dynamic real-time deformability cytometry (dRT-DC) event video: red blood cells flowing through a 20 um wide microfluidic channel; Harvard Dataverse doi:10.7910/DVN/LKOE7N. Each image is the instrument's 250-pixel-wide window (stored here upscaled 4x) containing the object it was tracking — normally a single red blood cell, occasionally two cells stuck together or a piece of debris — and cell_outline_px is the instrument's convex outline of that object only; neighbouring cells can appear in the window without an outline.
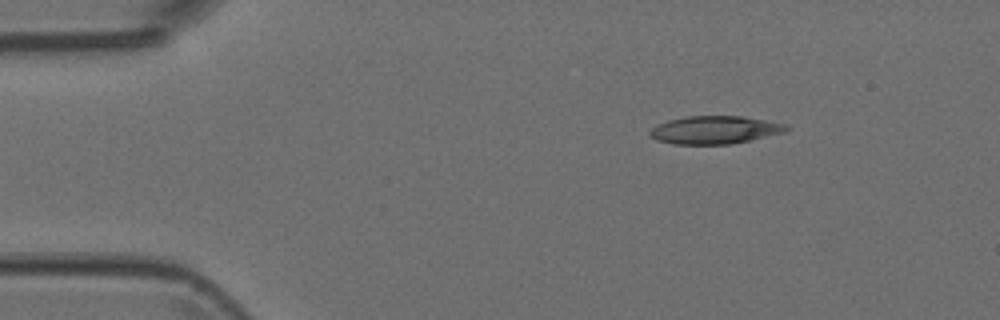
{"species": "Egyptian fruit bat (a non-hibernating species)", "species_latin": "Rousettus aegyptiacus", "temperature_condition": "room temperature", "stored_images_in_passage": 3, "camera_frame_rate_fps": 3000, "um_per_image_px": 0.085, "animal": {"sex": "female"}, "frame": {"image": 1, "passage_image": 1, "time_ms": 0.0, "image_size_px": [1000, 320], "cell_outline_px": [[792, 128], [784, 132], [748, 140], [728, 144], [672, 144], [656, 140], [648, 132], [652, 128], [668, 120], [684, 116], [744, 116], [788, 124]], "centroid_in_image_um": [60.78, 11.03], "position_along_channel_um": 24.2, "area_um2": 22.14}}